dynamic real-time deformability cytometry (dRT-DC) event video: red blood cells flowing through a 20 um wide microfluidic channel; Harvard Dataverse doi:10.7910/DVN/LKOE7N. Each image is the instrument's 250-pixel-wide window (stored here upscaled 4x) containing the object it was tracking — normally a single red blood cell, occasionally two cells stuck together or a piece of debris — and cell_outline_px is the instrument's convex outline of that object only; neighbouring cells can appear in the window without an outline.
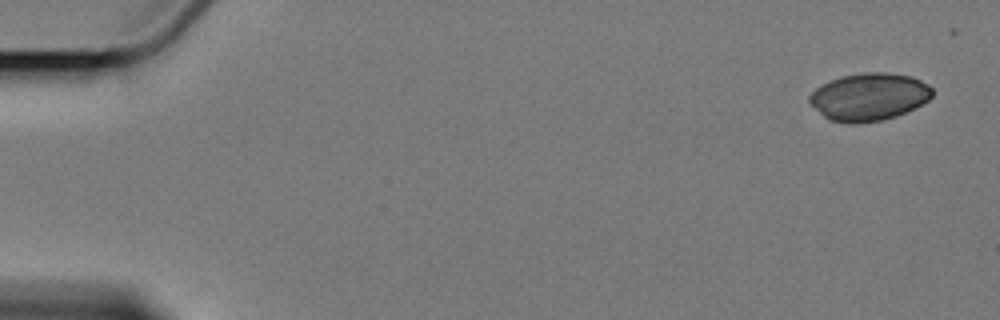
{"species": "Egyptian fruit bat (a non-hibernating species)", "species_latin": "Rousettus aegyptiacus", "temperature_condition": "cold", "stored_images_in_passage": 2, "camera_frame_rate_fps": 3000, "um_per_image_px": 0.085, "animal": {"sex": "female"}, "frame": {"image": 1, "passage_image": 1, "time_ms": 0.0, "image_size_px": [1000, 320], "cell_outline_px": [[932, 96], [928, 100], [896, 116], [880, 120], [856, 124], [848, 124], [828, 120], [808, 100], [808, 96], [816, 88], [840, 76], [864, 72], [888, 72], [912, 76], [928, 84], [932, 88]], "centroid_in_image_um": [73.86, 8.22], "position_along_channel_um": 11.1, "area_um2": 33.87}}